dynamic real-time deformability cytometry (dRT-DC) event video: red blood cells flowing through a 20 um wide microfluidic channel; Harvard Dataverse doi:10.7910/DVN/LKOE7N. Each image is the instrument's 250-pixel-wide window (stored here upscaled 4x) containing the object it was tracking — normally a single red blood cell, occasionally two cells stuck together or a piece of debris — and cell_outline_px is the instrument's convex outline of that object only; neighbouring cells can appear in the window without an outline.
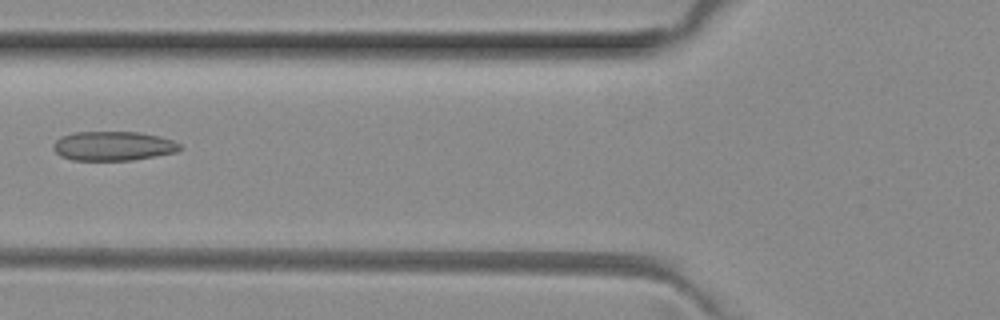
{"species": "common noctule bat (a hibernating species)", "species_latin": "Nyctalus noctula", "temperature_condition": "room temperature", "stored_images_in_passage": 6, "camera_frame_rate_fps": 3000, "um_per_image_px": 0.085, "animal": {"sex": "female", "body_mass_g": 29.2, "forearm_length_mm": 56.3}, "frame": {"image": 1, "passage_image": 4, "time_ms": 1.0, "image_size_px": [1000, 320], "cell_outline_px": [[184, 148], [176, 152], [156, 156], [132, 160], [72, 160], [60, 156], [52, 148], [52, 144], [60, 136], [72, 132], [136, 132], [160, 136], [172, 140], [180, 144]], "centroid_in_image_um": [9.6, 12.41], "position_along_channel_um": 116.2, "area_um2": 21.79}}
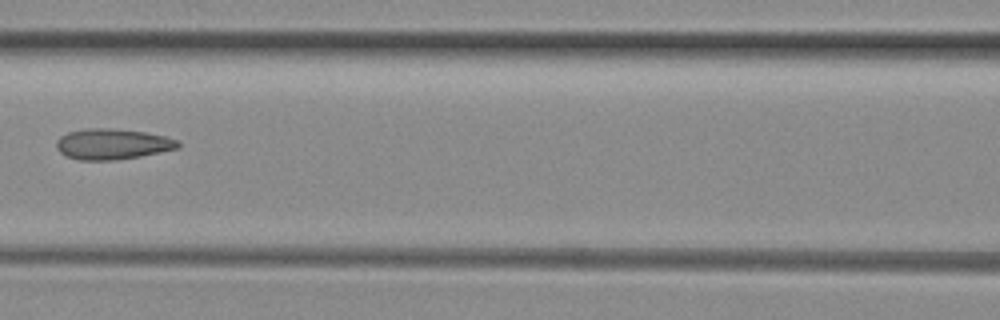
{"frame": {"image": 2, "passage_image": 5, "time_ms": 1.333, "image_size_px": [1000, 320], "cell_outline_px": [[180, 148], [140, 156], [116, 160], [80, 160], [68, 156], [60, 152], [56, 148], [56, 140], [60, 136], [68, 132], [84, 128], [108, 128], [144, 132], [164, 136], [176, 140], [180, 144]], "centroid_in_image_um": [9.53, 12.24], "position_along_channel_um": 157.1, "area_um2": 21.68}}
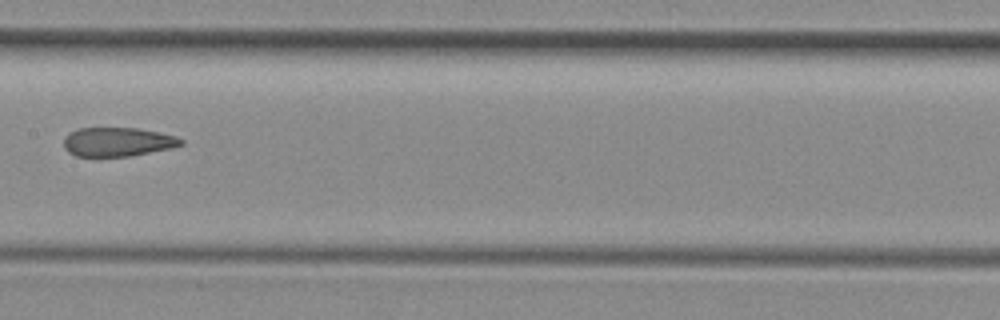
{"frame": {"image": 3, "passage_image": 6, "time_ms": 1.667, "image_size_px": [1000, 320], "cell_outline_px": [[184, 144], [172, 148], [132, 156], [76, 156], [68, 152], [64, 148], [64, 136], [80, 128], [136, 128], [176, 136], [184, 140]], "centroid_in_image_um": [10.01, 12.07], "position_along_channel_um": 197.4, "area_um2": 19.77}}